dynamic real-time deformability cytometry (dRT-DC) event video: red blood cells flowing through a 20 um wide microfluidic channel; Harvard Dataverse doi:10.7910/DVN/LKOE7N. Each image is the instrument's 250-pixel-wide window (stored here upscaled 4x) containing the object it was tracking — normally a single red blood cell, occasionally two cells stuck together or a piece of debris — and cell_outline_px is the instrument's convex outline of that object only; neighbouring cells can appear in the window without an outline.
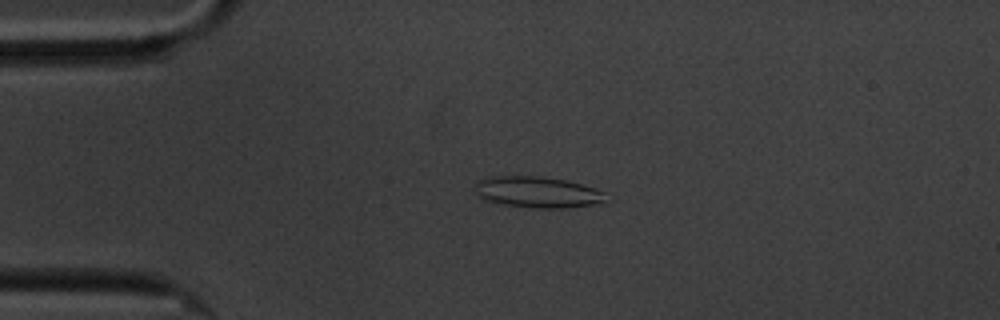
{"species": "common noctule bat (a hibernating species)", "species_latin": "Nyctalus noctula", "temperature_condition": "cold", "stored_images_in_passage": 5, "camera_frame_rate_fps": 3000, "um_per_image_px": 0.085, "animal": {"sex": "male", "body_mass_g": 20.1, "forearm_length_mm": 53.5}, "frame": {"image": 1, "passage_image": 3, "time_ms": 3.333, "image_size_px": [1000, 320], "cell_outline_px": [[612, 200], [604, 204], [564, 208], [532, 208], [504, 204], [484, 200], [476, 192], [476, 180], [492, 176], [540, 176], [564, 180], [580, 184], [604, 192]], "centroid_in_image_um": [45.76, 16.35], "position_along_channel_um": 39.2, "area_um2": 24.04}}
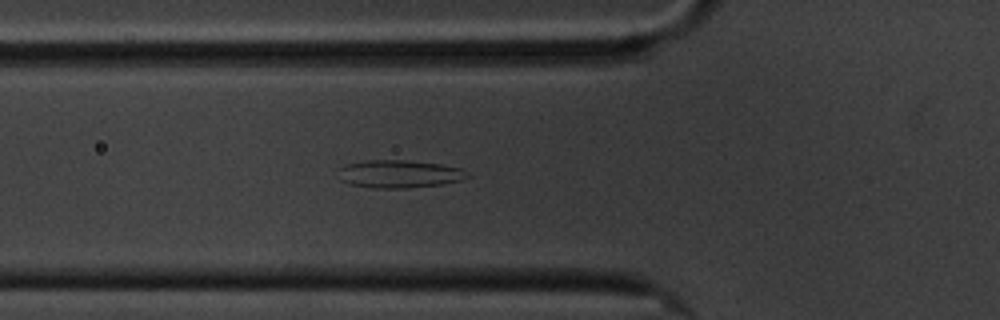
{"frame": {"image": 2, "passage_image": 5, "time_ms": 5.667, "image_size_px": [1000, 320], "cell_outline_px": [[472, 176], [464, 180], [444, 184], [408, 188], [372, 188], [348, 184], [340, 180], [336, 168], [348, 164], [368, 160], [408, 160], [440, 164], [460, 168]], "centroid_in_image_um": [33.93, 14.79], "position_along_channel_um": 91.9, "area_um2": 21.27}}